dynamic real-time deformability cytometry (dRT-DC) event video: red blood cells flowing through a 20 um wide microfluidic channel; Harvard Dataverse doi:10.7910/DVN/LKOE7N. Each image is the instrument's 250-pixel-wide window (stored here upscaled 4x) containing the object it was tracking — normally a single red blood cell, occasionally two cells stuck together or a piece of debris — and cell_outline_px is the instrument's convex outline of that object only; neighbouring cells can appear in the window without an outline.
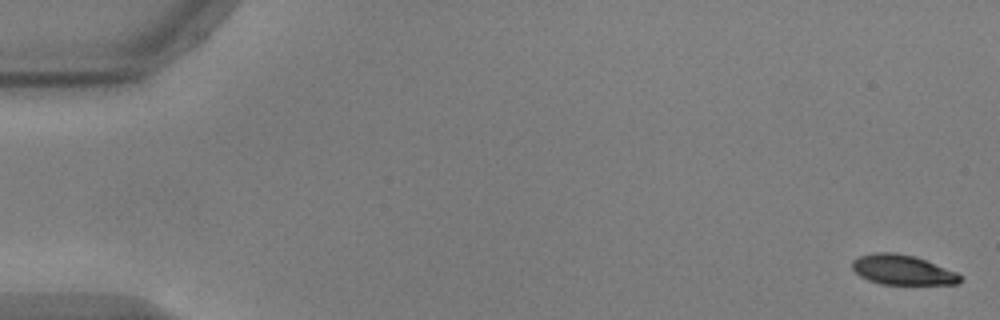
{"species": "common noctule bat (a hibernating species)", "species_latin": "Nyctalus noctula", "temperature_condition": "warm", "stored_images_in_passage": 55, "camera_frame_rate_fps": 3000, "um_per_image_px": 0.085, "animal": {"sex": "male", "body_mass_g": 17.9, "forearm_length_mm": 54.2}, "frame": {"image": 1, "passage_image": 1, "time_ms": 0.0, "image_size_px": [1000, 320], "cell_outline_px": [[960, 280], [956, 284], [880, 284], [868, 280], [860, 276], [852, 268], [852, 260], [856, 256], [876, 252], [896, 252], [916, 256], [956, 272], [960, 276]], "centroid_in_image_um": [76.65, 22.92], "position_along_channel_um": 8.3, "area_um2": 18.84}}
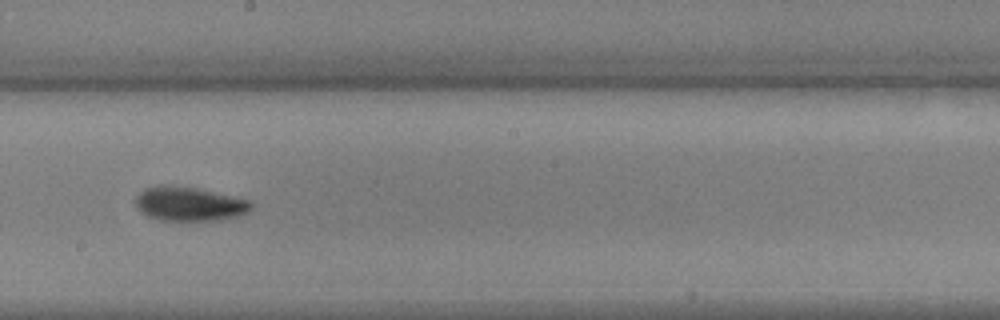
{"frame": {"image": 2, "passage_image": 31, "time_ms": 10.0, "image_size_px": [1000, 320], "cell_outline_px": [[252, 208], [248, 212], [236, 216], [220, 220], [160, 220], [148, 216], [140, 212], [136, 208], [136, 196], [140, 192], [148, 188], [192, 188], [252, 200]], "centroid_in_image_um": [16.14, 17.39], "position_along_channel_um": 232.1, "area_um2": 22.08}}
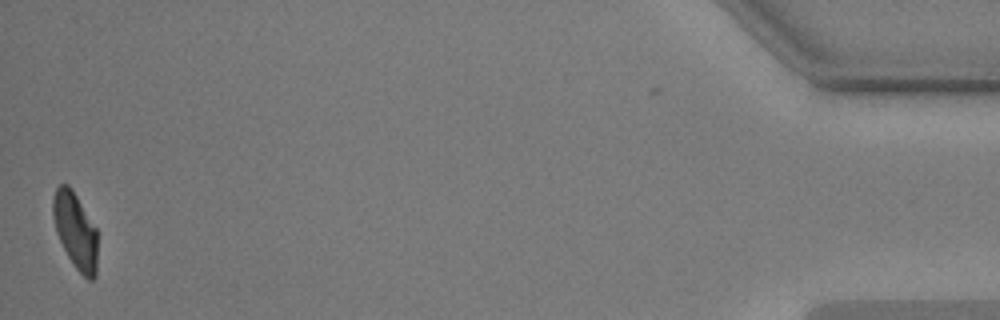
{"frame": {"image": 3, "passage_image": 54, "time_ms": 17.667, "image_size_px": [1000, 320], "cell_outline_px": [[96, 276], [92, 280], [88, 280], [76, 268], [68, 256], [56, 232], [52, 216], [52, 200], [56, 188], [60, 184], [68, 184], [72, 188], [96, 228]], "centroid_in_image_um": [6.38, 19.57], "position_along_channel_um": 428.8, "area_um2": 19.59}, "authors_computed_cell_mechanics": {"area_um2": 21.3282, "velocity_mm_per_s": 3.7181, "shape_relaxation_time_tau1_ms": 3.8778, "shape_relaxation_time_tau2_ms": 3.9188, "deformation_change_tau1": 0.1464, "deformation_change_tau2": 0.0795}}